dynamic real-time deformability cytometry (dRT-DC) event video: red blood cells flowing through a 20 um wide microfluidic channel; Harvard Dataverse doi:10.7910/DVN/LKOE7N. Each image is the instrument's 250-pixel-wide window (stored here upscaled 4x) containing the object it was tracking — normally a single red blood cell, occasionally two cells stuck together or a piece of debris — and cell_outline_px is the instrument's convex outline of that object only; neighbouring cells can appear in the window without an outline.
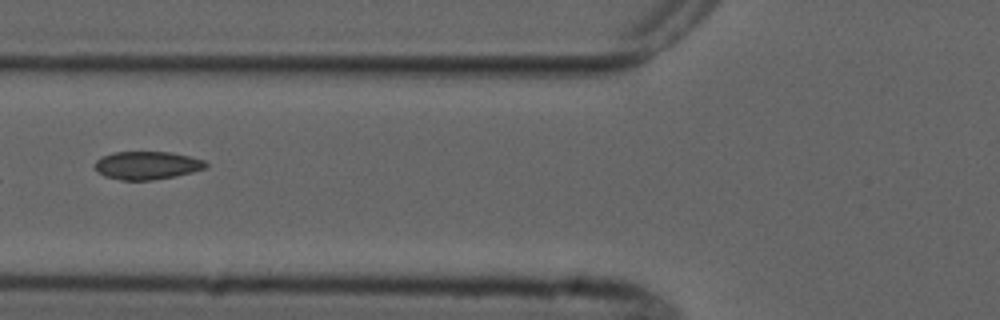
{"species": "common noctule bat (a hibernating species)", "species_latin": "Nyctalus noctula", "temperature_condition": "cold", "stored_images_in_passage": 8, "camera_frame_rate_fps": 3000, "um_per_image_px": 0.085, "animal": {"sex": "male", "forearm_length_mm": 52.5}, "frame": {"image": 1, "passage_image": 5, "time_ms": 4.667, "image_size_px": [1000, 320], "cell_outline_px": [[208, 164], [204, 168], [192, 172], [176, 176], [152, 180], [120, 180], [104, 176], [96, 168], [96, 160], [100, 156], [112, 152], [172, 152], [204, 160]], "centroid_in_image_um": [12.49, 14.05], "position_along_channel_um": 113.3, "area_um2": 18.09}}
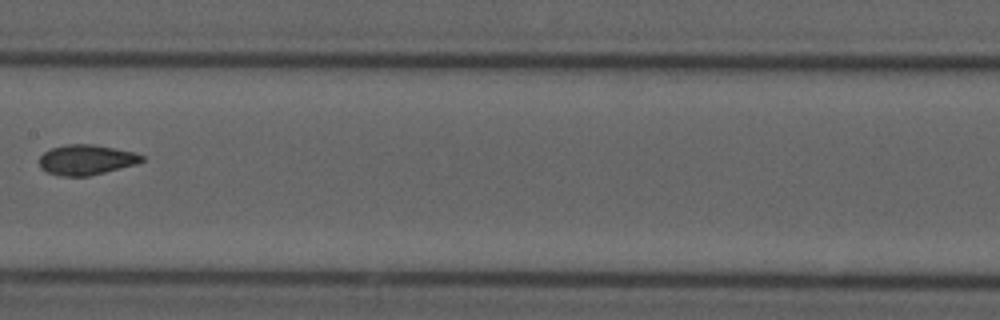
{"frame": {"image": 2, "passage_image": 7, "time_ms": 7.0, "image_size_px": [1000, 320], "cell_outline_px": [[144, 160], [136, 164], [88, 176], [60, 176], [48, 172], [40, 168], [40, 156], [44, 152], [52, 148], [68, 144], [92, 144], [136, 152], [144, 156]], "centroid_in_image_um": [7.34, 13.58], "position_along_channel_um": 200.1, "area_um2": 17.92}}
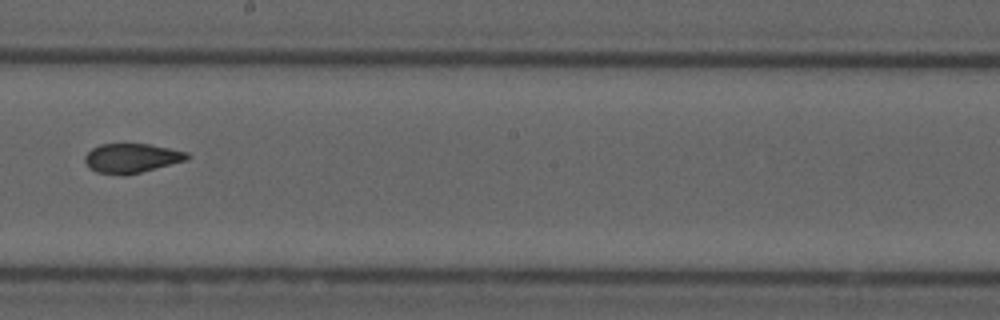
{"frame": {"image": 3, "passage_image": 8, "time_ms": 8.0, "image_size_px": [1000, 320], "cell_outline_px": [[192, 156], [188, 160], [124, 176], [96, 172], [88, 168], [84, 160], [84, 156], [92, 148], [100, 144], [148, 144], [188, 152]], "centroid_in_image_um": [11.18, 13.45], "position_along_channel_um": 237.0, "area_um2": 17.63}}